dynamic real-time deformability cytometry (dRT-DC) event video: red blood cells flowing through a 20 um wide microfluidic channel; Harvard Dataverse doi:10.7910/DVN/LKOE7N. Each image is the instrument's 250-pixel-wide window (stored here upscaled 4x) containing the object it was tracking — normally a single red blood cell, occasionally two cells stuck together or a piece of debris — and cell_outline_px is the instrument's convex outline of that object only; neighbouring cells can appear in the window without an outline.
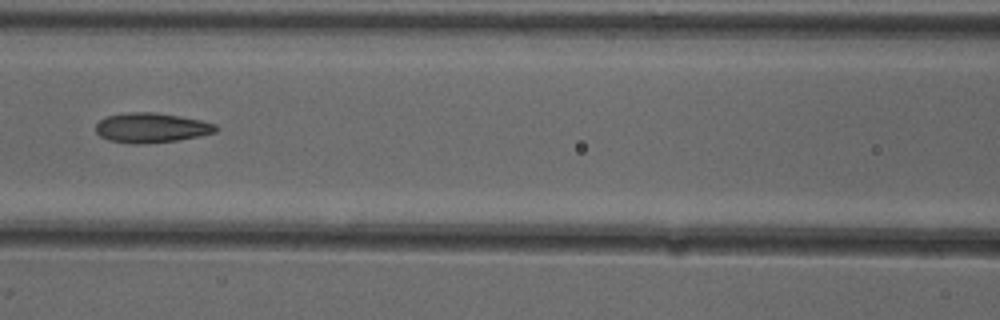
{"species": "common noctule bat (a hibernating species)", "species_latin": "Nyctalus noctula", "temperature_condition": "cold", "stored_images_in_passage": 50, "segment_of_instrument_passage": [2, 2], "camera_frame_rate_fps": 3000, "um_per_image_px": 0.085, "animal": {"sex": "female"}, "frame": {"image": 1, "passage_image": 21, "time_ms": 6.667, "image_size_px": [1000, 320], "cell_outline_px": [[220, 128], [216, 132], [200, 136], [176, 140], [136, 144], [132, 144], [108, 140], [100, 136], [96, 132], [96, 124], [100, 120], [108, 116], [128, 112], [156, 112], [180, 116], [200, 120], [216, 124]], "centroid_in_image_um": [12.88, 10.85], "position_along_channel_um": 153.7, "area_um2": 20.81}}
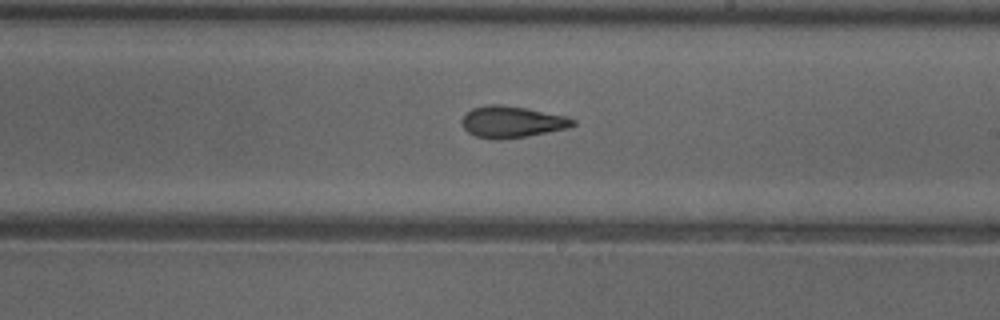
{"frame": {"image": 2, "passage_image": 28, "time_ms": 9.0, "image_size_px": [1000, 320], "cell_outline_px": [[576, 124], [568, 128], [528, 136], [504, 140], [496, 140], [476, 136], [468, 132], [464, 128], [460, 120], [472, 108], [484, 104], [500, 104], [524, 108], [568, 116], [576, 120]], "centroid_in_image_um": [43.52, 10.36], "position_along_channel_um": 245.5, "area_um2": 20.58}}
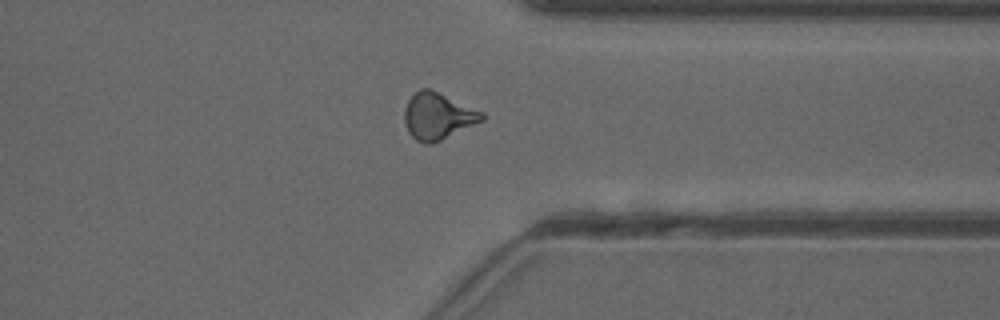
{"frame": {"image": 3, "passage_image": 38, "time_ms": 12.333, "image_size_px": [1000, 320], "cell_outline_px": [[484, 120], [432, 144], [424, 144], [416, 140], [408, 132], [404, 124], [404, 108], [408, 100], [420, 88], [432, 88], [484, 112]], "centroid_in_image_um": [37.2, 9.85], "position_along_channel_um": 374.2, "area_um2": 21.33}}